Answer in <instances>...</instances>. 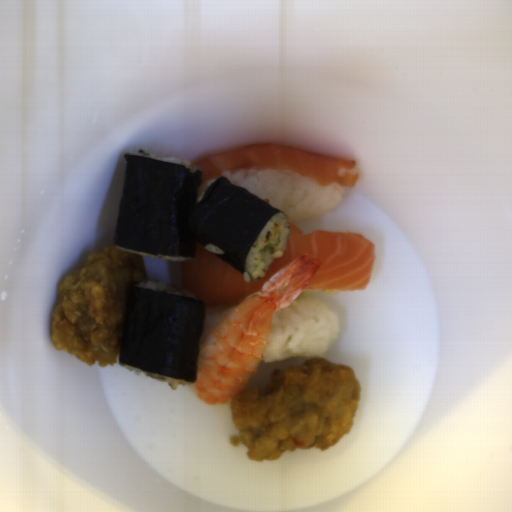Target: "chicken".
Returning a JSON list of instances; mask_svg holds the SVG:
<instances>
[{
    "mask_svg": "<svg viewBox=\"0 0 512 512\" xmlns=\"http://www.w3.org/2000/svg\"><path fill=\"white\" fill-rule=\"evenodd\" d=\"M150 282L143 255L114 243L86 257L57 288L49 338L87 366L119 364L121 338L131 290Z\"/></svg>",
    "mask_w": 512,
    "mask_h": 512,
    "instance_id": "2",
    "label": "chicken"
},
{
    "mask_svg": "<svg viewBox=\"0 0 512 512\" xmlns=\"http://www.w3.org/2000/svg\"><path fill=\"white\" fill-rule=\"evenodd\" d=\"M361 387L351 367L321 357L274 369L263 391L232 398V446L250 461L279 460L286 452L326 450L354 425Z\"/></svg>",
    "mask_w": 512,
    "mask_h": 512,
    "instance_id": "1",
    "label": "chicken"
}]
</instances>
